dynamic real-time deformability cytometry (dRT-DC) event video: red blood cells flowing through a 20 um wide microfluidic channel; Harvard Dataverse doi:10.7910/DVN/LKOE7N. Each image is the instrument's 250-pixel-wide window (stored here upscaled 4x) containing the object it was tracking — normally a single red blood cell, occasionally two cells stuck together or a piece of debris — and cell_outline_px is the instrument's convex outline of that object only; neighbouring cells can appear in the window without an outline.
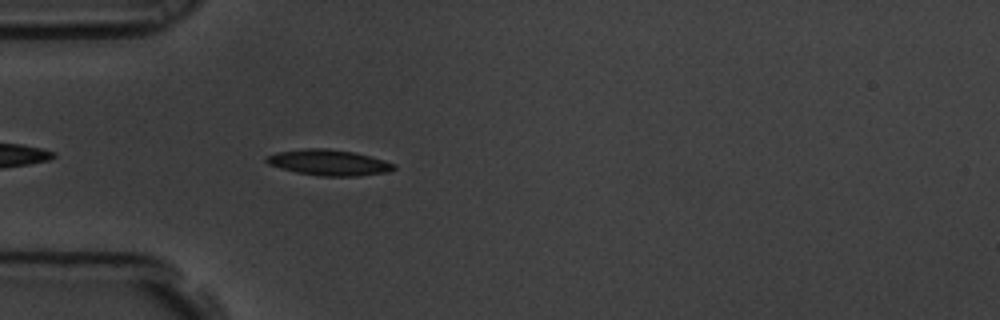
{"species": "common noctule bat (a hibernating species)", "species_latin": "Nyctalus noctula", "temperature_condition": "room temperature", "stored_images_in_passage": 3, "camera_frame_rate_fps": 3000, "um_per_image_px": 0.085, "animal": {"sex": "male", "body_mass_g": 19.5, "forearm_length_mm": 54.6}, "frame": {"image": 1, "passage_image": 3, "time_ms": 0.667, "image_size_px": [1000, 320], "cell_outline_px": [[396, 168], [388, 172], [356, 176], [320, 176], [296, 172], [280, 168], [268, 164], [264, 160], [268, 156], [276, 152], [304, 148], [328, 148], [352, 152], [384, 160], [396, 164]], "centroid_in_image_um": [27.93, 13.81], "position_along_channel_um": 57.1, "area_um2": 19.13}}